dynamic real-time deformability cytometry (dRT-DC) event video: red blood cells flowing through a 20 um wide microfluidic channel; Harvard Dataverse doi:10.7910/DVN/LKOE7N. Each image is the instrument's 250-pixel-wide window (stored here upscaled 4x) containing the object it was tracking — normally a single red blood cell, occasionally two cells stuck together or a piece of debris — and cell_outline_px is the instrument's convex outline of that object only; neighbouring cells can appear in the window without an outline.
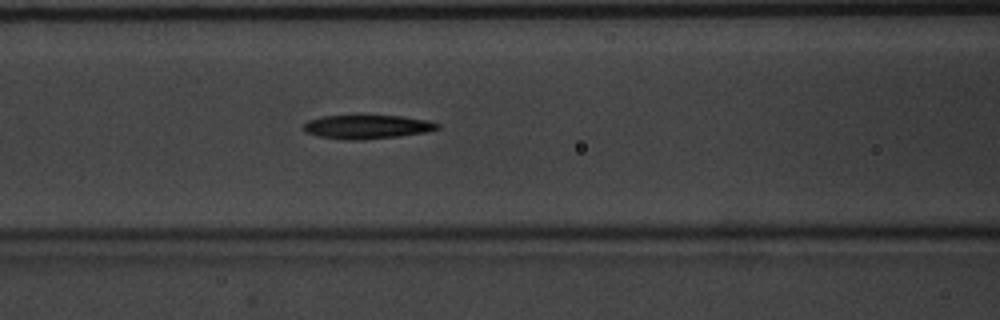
{"species": "common noctule bat (a hibernating species)", "species_latin": "Nyctalus noctula", "temperature_condition": "warm", "stored_images_in_passage": 33, "camera_frame_rate_fps": 3000, "um_per_image_px": 0.085, "animal": {"sex": "male", "body_mass_g": 20.1, "forearm_length_mm": 53.5}, "frame": {"image": 1, "passage_image": 10, "time_ms": 3.0, "image_size_px": [1000, 320], "cell_outline_px": [[440, 128], [428, 132], [400, 136], [360, 140], [344, 140], [316, 136], [304, 132], [304, 124], [308, 120], [324, 116], [400, 116], [428, 120], [440, 124]], "centroid_in_image_um": [31.21, 10.79], "position_along_channel_um": 135.4, "area_um2": 18.67}}
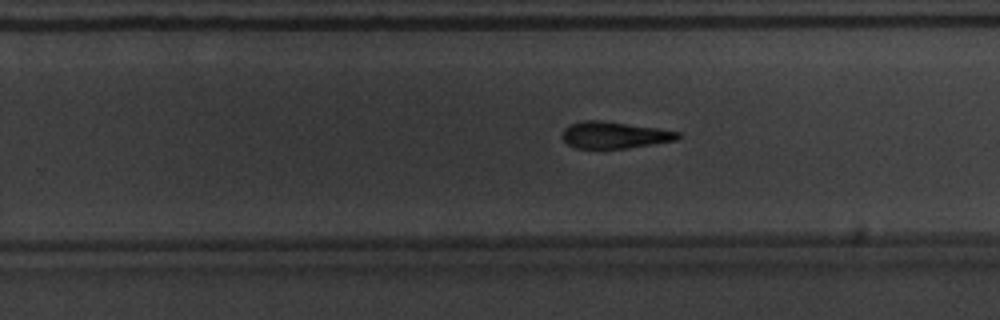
{"frame": {"image": 2, "passage_image": 21, "time_ms": 6.667, "image_size_px": [1000, 320], "cell_outline_px": [[680, 136], [676, 140], [624, 148], [576, 148], [568, 144], [560, 136], [564, 128], [568, 124], [584, 120], [600, 120], [656, 128], [680, 132]], "centroid_in_image_um": [52.15, 11.47], "position_along_channel_um": 277.7, "area_um2": 17.8}}
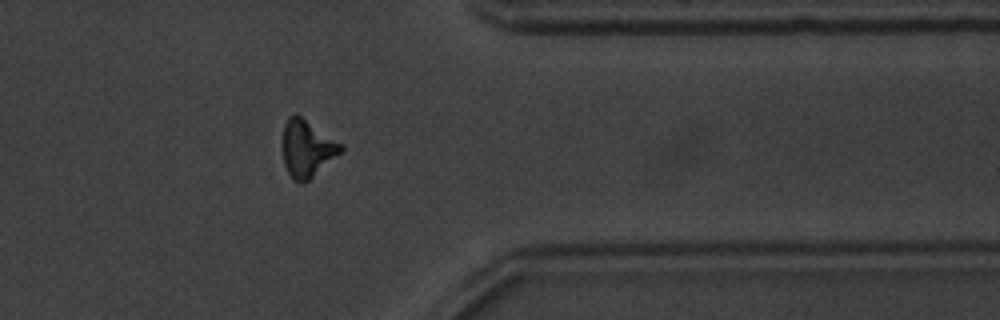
{"frame": {"image": 3, "passage_image": 30, "time_ms": 9.667, "image_size_px": [1000, 320], "cell_outline_px": [[344, 152], [304, 184], [300, 184], [292, 180], [284, 164], [280, 144], [284, 124], [288, 116], [296, 112], [344, 144]], "centroid_in_image_um": [26.1, 12.61], "position_along_channel_um": 385.3, "area_um2": 20.46}}